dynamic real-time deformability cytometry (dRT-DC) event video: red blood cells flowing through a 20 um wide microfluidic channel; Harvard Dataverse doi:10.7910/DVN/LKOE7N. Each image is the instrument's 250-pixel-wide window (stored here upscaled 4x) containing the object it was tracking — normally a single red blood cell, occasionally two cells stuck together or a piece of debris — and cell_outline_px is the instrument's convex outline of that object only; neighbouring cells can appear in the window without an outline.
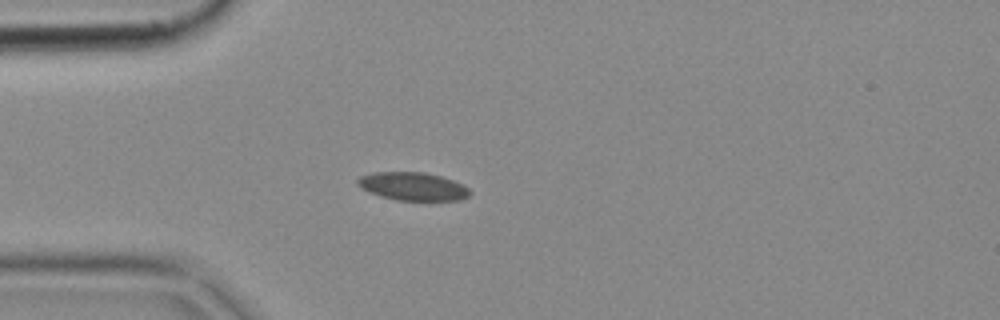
{"species": "common noctule bat (a hibernating species)", "species_latin": "Nyctalus noctula", "temperature_condition": "cold", "stored_images_in_passage": 4, "camera_frame_rate_fps": 3000, "um_per_image_px": 0.085, "animal": {"sex": "female", "body_mass_g": 18.4}, "frame": {"image": 1, "passage_image": 4, "time_ms": 1.0, "image_size_px": [1000, 320], "cell_outline_px": [[472, 192], [468, 196], [460, 200], [396, 200], [380, 196], [356, 184], [356, 180], [360, 176], [372, 172], [424, 172], [440, 176], [464, 184]], "centroid_in_image_um": [35.11, 15.83], "position_along_channel_um": 49.9, "area_um2": 18.32}}